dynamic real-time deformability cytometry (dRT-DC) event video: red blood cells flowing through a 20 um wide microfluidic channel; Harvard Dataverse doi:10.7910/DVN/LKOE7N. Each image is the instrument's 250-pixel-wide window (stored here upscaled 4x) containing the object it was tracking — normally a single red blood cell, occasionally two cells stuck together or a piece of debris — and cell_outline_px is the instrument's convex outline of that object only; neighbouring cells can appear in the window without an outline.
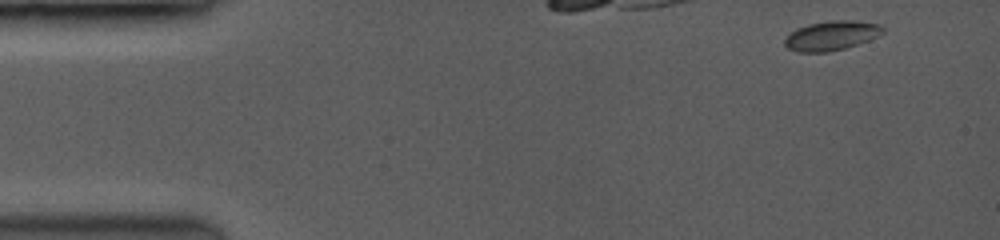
{"species": "common noctule bat (a hibernating species)", "species_latin": "Nyctalus noctula", "temperature_condition": "room temperature", "stored_images_in_passage": 11, "camera_frame_rate_fps": 3500, "um_per_image_px": 0.085, "animal": {"sex": "female", "body_mass_g": 19.0, "forearm_length_mm": 53.3}, "frame": {"image": 1, "passage_image": 1, "time_ms": 0.0, "image_size_px": [1000, 240], "cell_outline_px": [[884, 32], [868, 40], [844, 48], [824, 52], [800, 52], [788, 48], [784, 44], [784, 40], [792, 32], [800, 28], [812, 24], [840, 20], [844, 20], [876, 24], [884, 28]], "centroid_in_image_um": [70.66, 3.05], "position_along_channel_um": 14.3, "area_um2": 16.01}}